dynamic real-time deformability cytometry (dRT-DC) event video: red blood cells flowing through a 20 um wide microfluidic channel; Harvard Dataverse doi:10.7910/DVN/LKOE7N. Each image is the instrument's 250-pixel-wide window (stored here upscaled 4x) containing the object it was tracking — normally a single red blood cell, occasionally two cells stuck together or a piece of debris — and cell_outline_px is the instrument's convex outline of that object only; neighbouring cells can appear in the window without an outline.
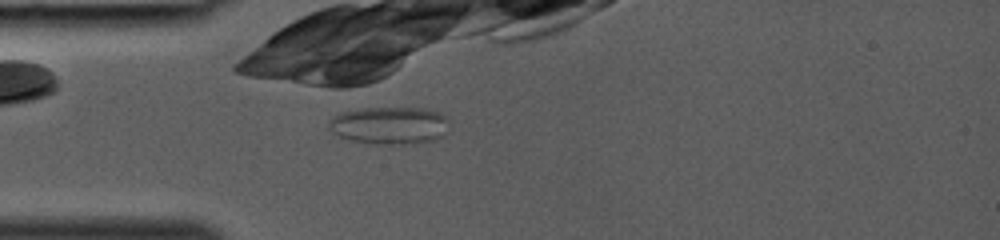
{"species": "common noctule bat (a hibernating species)", "species_latin": "Nyctalus noctula", "temperature_condition": "room temperature", "stored_images_in_passage": 12, "camera_frame_rate_fps": 3000, "um_per_image_px": 0.085, "animal": {"sex": "female", "body_mass_g": 19.0, "forearm_length_mm": 53.3}, "frame": {"image": 1, "passage_image": 12, "time_ms": 3.667, "image_size_px": [1000, 240], "cell_outline_px": [[448, 132], [444, 136], [436, 140], [412, 144], [372, 144], [352, 140], [340, 136], [328, 128], [328, 120], [332, 116], [340, 112], [364, 108], [424, 108], [436, 112], [444, 116], [448, 120]], "centroid_in_image_um": [33.12, 10.67], "position_along_channel_um": 51.9, "area_um2": 26.59}}